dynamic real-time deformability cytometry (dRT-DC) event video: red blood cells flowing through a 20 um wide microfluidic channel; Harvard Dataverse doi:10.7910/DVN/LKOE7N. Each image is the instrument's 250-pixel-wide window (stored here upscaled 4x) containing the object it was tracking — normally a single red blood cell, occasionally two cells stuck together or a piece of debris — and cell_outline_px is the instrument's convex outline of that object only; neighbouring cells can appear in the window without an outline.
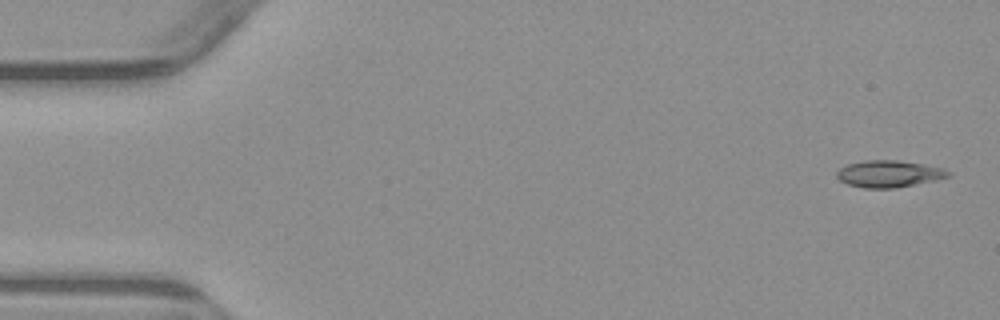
{"species": "common noctule bat (a hibernating species)", "species_latin": "Nyctalus noctula", "temperature_condition": "warm", "stored_images_in_passage": 5, "camera_frame_rate_fps": 3000, "um_per_image_px": 0.085, "animal": {"sex": "male", "body_mass_g": 23.1, "forearm_length_mm": 52.7}, "frame": {"image": 1, "passage_image": 1, "time_ms": 0.0, "image_size_px": [1000, 320], "cell_outline_px": [[952, 176], [936, 180], [896, 188], [864, 188], [848, 184], [840, 180], [836, 176], [836, 172], [840, 168], [848, 164], [864, 160], [896, 160], [924, 164], [944, 168], [952, 172]], "centroid_in_image_um": [75.6, 14.77], "position_along_channel_um": 9.4, "area_um2": 17.57}}
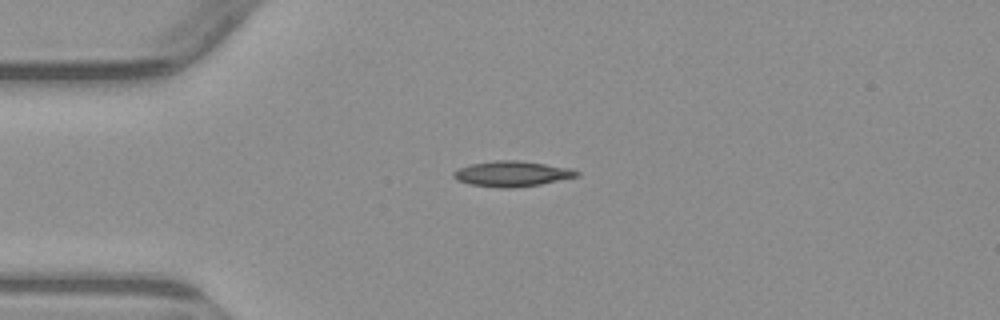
{"frame": {"image": 2, "passage_image": 4, "time_ms": 3.667, "image_size_px": [1000, 320], "cell_outline_px": [[580, 176], [540, 184], [512, 188], [500, 188], [468, 184], [456, 180], [452, 176], [452, 172], [460, 168], [472, 164], [496, 160], [520, 160], [572, 168], [580, 172]], "centroid_in_image_um": [43.53, 14.77], "position_along_channel_um": 41.5, "area_um2": 18.38}}